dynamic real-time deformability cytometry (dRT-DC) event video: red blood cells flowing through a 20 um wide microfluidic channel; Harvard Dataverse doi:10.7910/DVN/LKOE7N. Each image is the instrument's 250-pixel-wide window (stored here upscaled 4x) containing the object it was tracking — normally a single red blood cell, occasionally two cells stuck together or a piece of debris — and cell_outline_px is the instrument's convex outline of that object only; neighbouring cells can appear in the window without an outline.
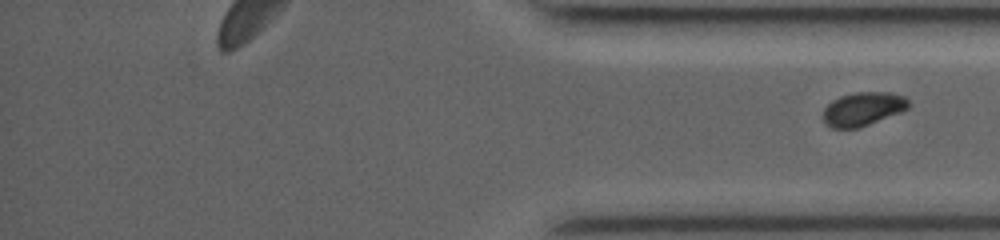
{"species": "common noctule bat (a hibernating species)", "species_latin": "Nyctalus noctula", "temperature_condition": "room temperature", "stored_images_in_passage": 20, "segment_of_instrument_passage": [2, 2], "camera_frame_rate_fps": 3500, "um_per_image_px": 0.085, "animal": {"sex": "female", "body_mass_g": 19.0, "forearm_length_mm": 53.3}, "frame": {"image": 1, "passage_image": 20, "time_ms": 10.286, "image_size_px": [1000, 240], "cell_outline_px": [[908, 108], [900, 112], [868, 124], [856, 128], [832, 128], [824, 124], [824, 108], [832, 100], [840, 96], [856, 92], [884, 92], [904, 96], [908, 100]], "centroid_in_image_um": [73.31, 9.26], "position_along_channel_um": 361.9, "area_um2": 16.47}}